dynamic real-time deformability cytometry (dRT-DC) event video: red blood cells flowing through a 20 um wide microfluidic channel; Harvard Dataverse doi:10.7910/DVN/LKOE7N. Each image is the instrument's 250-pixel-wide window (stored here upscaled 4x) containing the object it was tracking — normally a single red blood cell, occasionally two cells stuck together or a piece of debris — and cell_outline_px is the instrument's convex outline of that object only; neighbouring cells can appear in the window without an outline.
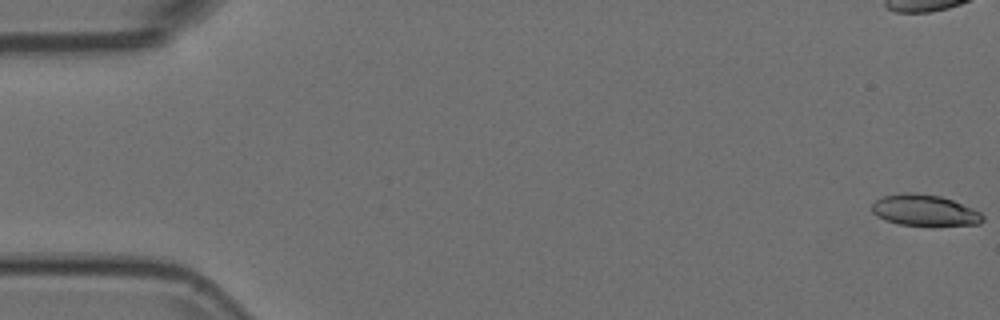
{"species": "Egyptian fruit bat (a non-hibernating species)", "species_latin": "Rousettus aegyptiacus", "temperature_condition": "room temperature", "stored_images_in_passage": 55, "camera_frame_rate_fps": 3000, "um_per_image_px": 0.085, "animal": {"sex": "female"}, "frame": {"image": 1, "passage_image": 1, "time_ms": 0.0, "image_size_px": [1000, 320], "cell_outline_px": [[984, 220], [980, 224], [900, 224], [876, 216], [872, 212], [872, 204], [880, 196], [904, 192], [912, 192], [940, 196], [952, 200], [972, 208], [980, 212], [984, 216]], "centroid_in_image_um": [78.56, 17.84], "position_along_channel_um": 6.4, "area_um2": 19.71}}
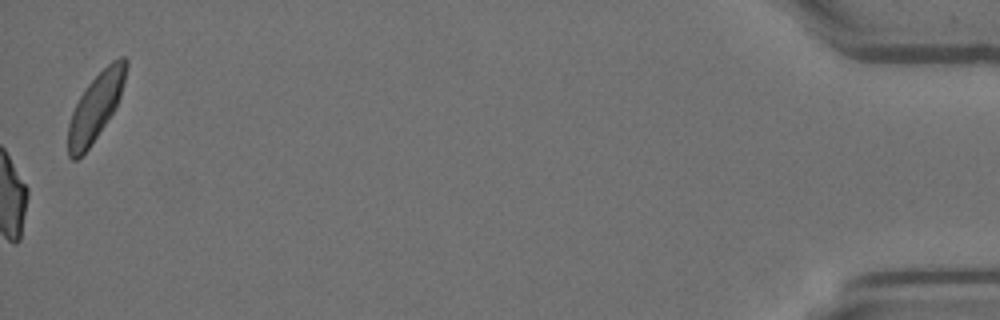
{"frame": {"image": 2, "passage_image": 55, "time_ms": 18.0, "image_size_px": [1000, 320], "cell_outline_px": [[128, 64], [120, 96], [116, 108], [88, 148], [76, 160], [72, 160], [68, 156], [68, 124], [72, 112], [84, 88], [112, 60], [120, 56], [124, 56], [128, 60]], "centroid_in_image_um": [8.13, 9.06], "position_along_channel_um": 427.1, "area_um2": 22.31}}